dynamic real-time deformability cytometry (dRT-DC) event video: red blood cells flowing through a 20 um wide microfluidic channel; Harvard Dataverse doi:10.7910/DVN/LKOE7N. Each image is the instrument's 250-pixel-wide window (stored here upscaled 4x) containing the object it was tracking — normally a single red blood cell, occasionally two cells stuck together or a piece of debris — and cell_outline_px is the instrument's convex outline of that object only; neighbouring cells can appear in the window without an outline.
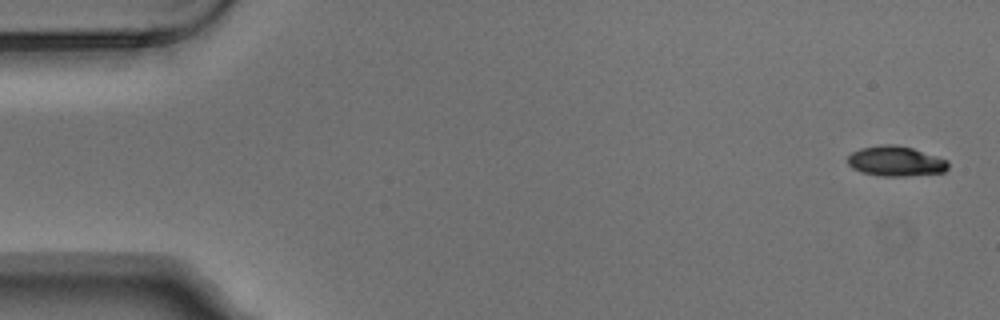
{"species": "Egyptian fruit bat (a non-hibernating species)", "species_latin": "Rousettus aegyptiacus", "temperature_condition": "warm", "stored_images_in_passage": 8, "camera_frame_rate_fps": 3000, "um_per_image_px": 0.085, "animal": {"sex": "male"}, "frame": {"image": 1, "passage_image": 1, "time_ms": 0.0, "image_size_px": [1000, 320], "cell_outline_px": [[948, 168], [944, 172], [908, 176], [880, 176], [860, 172], [852, 168], [848, 164], [848, 156], [852, 152], [860, 148], [880, 144], [896, 144], [912, 148], [948, 160]], "centroid_in_image_um": [76.11, 13.7], "position_along_channel_um": 8.9, "area_um2": 17.74}}
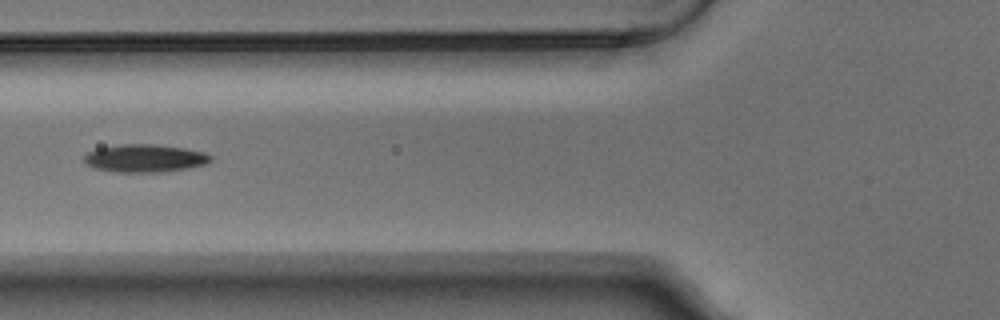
{"frame": {"image": 2, "passage_image": 5, "time_ms": 1.333, "image_size_px": [1000, 320], "cell_outline_px": [[212, 160], [208, 164], [188, 168], [164, 172], [120, 172], [92, 168], [84, 164], [84, 156], [88, 152], [96, 148], [124, 144], [152, 144], [184, 148], [204, 152], [212, 156]], "centroid_in_image_um": [12.31, 13.46], "position_along_channel_um": 113.5, "area_um2": 20.69}}
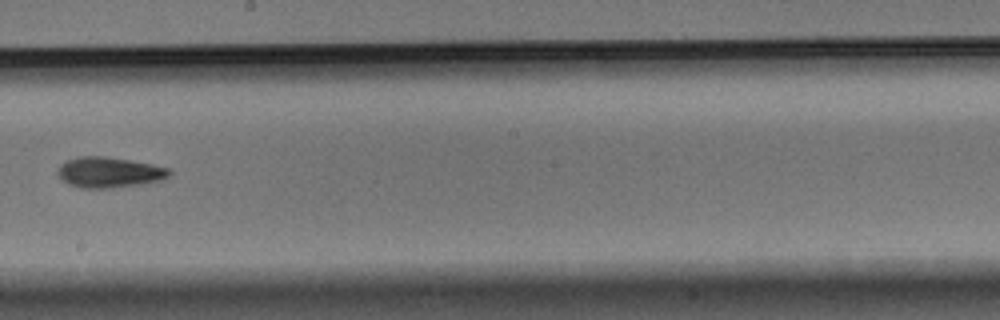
{"frame": {"image": 3, "passage_image": 8, "time_ms": 2.333, "image_size_px": [1000, 320], "cell_outline_px": [[172, 172], [164, 180], [140, 184], [108, 188], [80, 188], [68, 184], [56, 172], [60, 164], [64, 160], [84, 156], [104, 156], [152, 164], [168, 168]], "centroid_in_image_um": [9.27, 14.65], "position_along_channel_um": 238.9, "area_um2": 19.83}}